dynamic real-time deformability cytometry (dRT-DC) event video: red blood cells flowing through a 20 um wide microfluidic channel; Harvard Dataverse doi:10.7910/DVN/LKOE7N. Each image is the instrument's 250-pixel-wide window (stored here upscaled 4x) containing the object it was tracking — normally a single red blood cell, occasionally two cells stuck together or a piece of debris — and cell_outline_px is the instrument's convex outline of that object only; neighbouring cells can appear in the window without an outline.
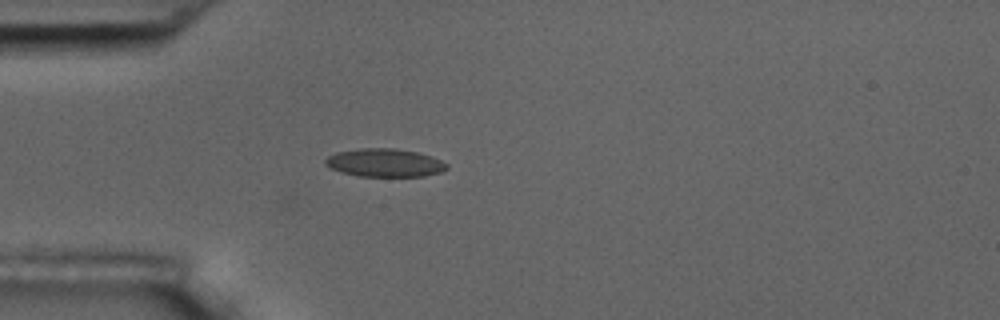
{"species": "common noctule bat (a hibernating species)", "species_latin": "Nyctalus noctula", "temperature_condition": "room temperature", "stored_images_in_passage": 1, "camera_frame_rate_fps": 3000, "um_per_image_px": 0.085, "animal": {"sex": "male", "body_mass_g": 17.5, "forearm_length_mm": 52.3}, "frame": {"image": 1, "passage_image": 1, "time_ms": 0.0, "image_size_px": [1000, 320], "cell_outline_px": [[448, 168], [444, 172], [424, 176], [356, 176], [332, 168], [324, 164], [324, 160], [328, 156], [336, 152], [360, 148], [396, 148], [416, 152], [432, 156], [448, 164]], "centroid_in_image_um": [32.73, 13.83], "position_along_channel_um": 52.3, "area_um2": 20.0}}